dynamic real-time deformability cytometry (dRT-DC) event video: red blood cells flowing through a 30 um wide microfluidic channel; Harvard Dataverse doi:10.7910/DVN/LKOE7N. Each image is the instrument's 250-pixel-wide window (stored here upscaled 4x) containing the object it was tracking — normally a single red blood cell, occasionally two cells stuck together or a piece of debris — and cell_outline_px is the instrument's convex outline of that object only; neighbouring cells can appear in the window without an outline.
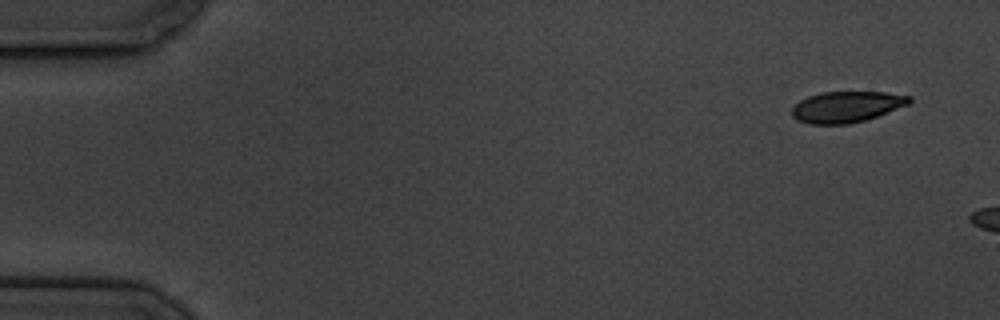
{"species": "common noctule bat (a hibernating species)", "species_latin": "Nyctalus noctula", "temperature_condition": "cold", "stored_images_in_passage": 3, "camera_frame_rate_fps": 3000, "um_per_image_px": 0.085, "animal": {"sex": "male", "body_mass_g": 19.5, "forearm_length_mm": 54.6}, "frame": {"image": 1, "passage_image": 1, "time_ms": 0.0, "image_size_px": [1000, 320], "cell_outline_px": [[912, 100], [908, 104], [876, 116], [864, 120], [848, 124], [808, 124], [796, 120], [792, 116], [792, 108], [800, 100], [808, 96], [820, 92], [884, 92], [912, 96]], "centroid_in_image_um": [71.92, 9.08], "position_along_channel_um": 13.1, "area_um2": 21.15}}